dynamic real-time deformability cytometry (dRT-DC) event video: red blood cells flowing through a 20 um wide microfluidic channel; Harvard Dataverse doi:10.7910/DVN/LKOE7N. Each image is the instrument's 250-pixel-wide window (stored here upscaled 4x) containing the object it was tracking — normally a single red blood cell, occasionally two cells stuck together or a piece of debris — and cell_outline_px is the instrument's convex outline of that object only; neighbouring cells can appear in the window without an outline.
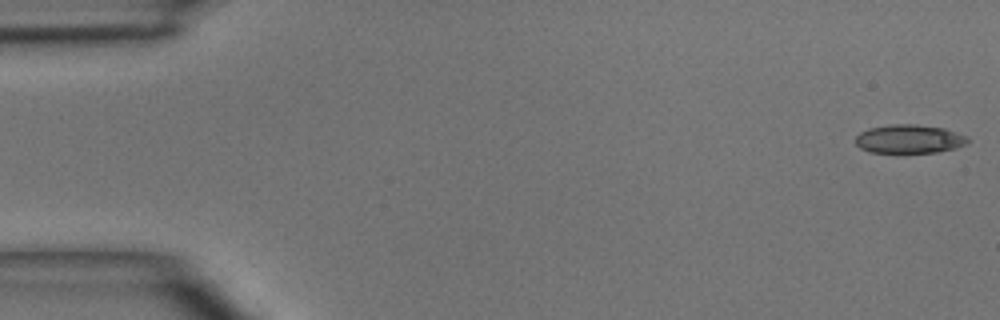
{"species": "common noctule bat (a hibernating species)", "species_latin": "Nyctalus noctula", "temperature_condition": "room temperature", "stored_images_in_passage": 2, "camera_frame_rate_fps": 3000, "um_per_image_px": 0.085, "animal": {"sex": "male", "body_mass_g": 15.6}, "frame": {"image": 1, "passage_image": 2, "time_ms": 1.333, "image_size_px": [1000, 320], "cell_outline_px": [[972, 140], [968, 144], [956, 148], [936, 152], [868, 152], [860, 148], [856, 144], [856, 136], [860, 132], [868, 128], [892, 124], [916, 124], [944, 128], [968, 136]], "centroid_in_image_um": [77.32, 11.81], "position_along_channel_um": 7.7, "area_um2": 18.9}}